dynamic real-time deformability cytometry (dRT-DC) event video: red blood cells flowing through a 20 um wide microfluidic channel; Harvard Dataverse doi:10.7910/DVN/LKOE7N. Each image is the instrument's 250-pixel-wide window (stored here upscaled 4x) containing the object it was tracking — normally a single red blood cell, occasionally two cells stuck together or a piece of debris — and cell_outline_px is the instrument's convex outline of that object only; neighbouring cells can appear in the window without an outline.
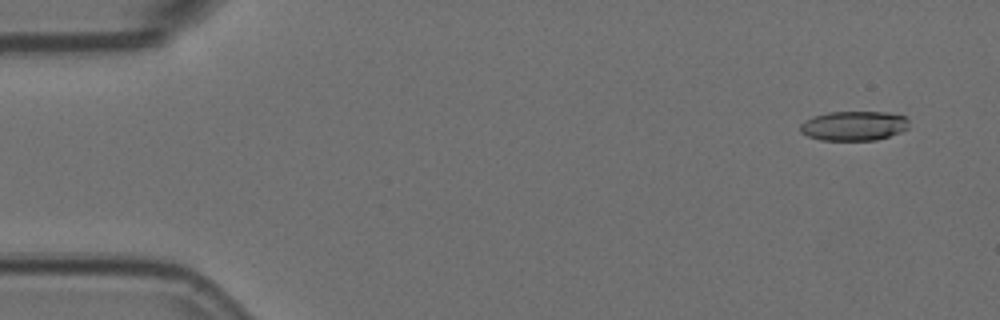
{"species": "Egyptian fruit bat (a non-hibernating species)", "species_latin": "Rousettus aegyptiacus", "temperature_condition": "room temperature", "stored_images_in_passage": 5, "camera_frame_rate_fps": 3000, "um_per_image_px": 0.085, "animal": {"sex": "female"}, "frame": {"image": 1, "passage_image": 2, "time_ms": 0.333, "image_size_px": [1000, 320], "cell_outline_px": [[908, 128], [900, 132], [876, 140], [820, 140], [808, 136], [800, 132], [800, 124], [804, 120], [812, 116], [828, 112], [888, 112], [908, 116]], "centroid_in_image_um": [72.57, 10.68], "position_along_channel_um": 12.4, "area_um2": 18.9}}
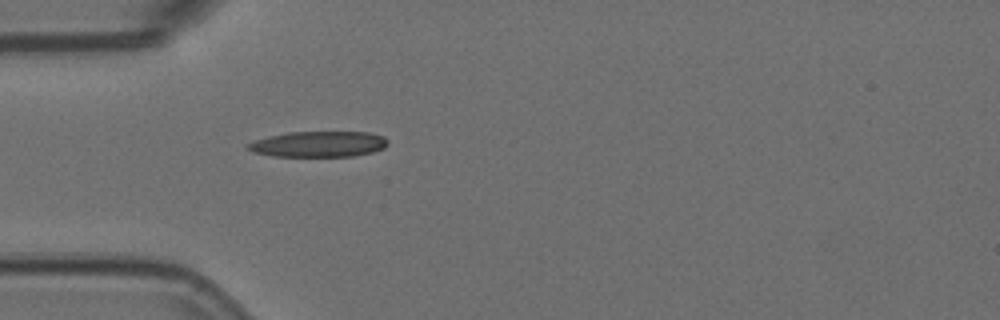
{"frame": {"image": 2, "passage_image": 5, "time_ms": 1.333, "image_size_px": [1000, 320], "cell_outline_px": [[388, 144], [384, 148], [372, 152], [352, 156], [276, 156], [252, 152], [248, 148], [248, 144], [256, 140], [268, 136], [288, 132], [368, 132], [384, 136], [388, 140]], "centroid_in_image_um": [27.12, 12.24], "position_along_channel_um": 57.9, "area_um2": 20.87}}